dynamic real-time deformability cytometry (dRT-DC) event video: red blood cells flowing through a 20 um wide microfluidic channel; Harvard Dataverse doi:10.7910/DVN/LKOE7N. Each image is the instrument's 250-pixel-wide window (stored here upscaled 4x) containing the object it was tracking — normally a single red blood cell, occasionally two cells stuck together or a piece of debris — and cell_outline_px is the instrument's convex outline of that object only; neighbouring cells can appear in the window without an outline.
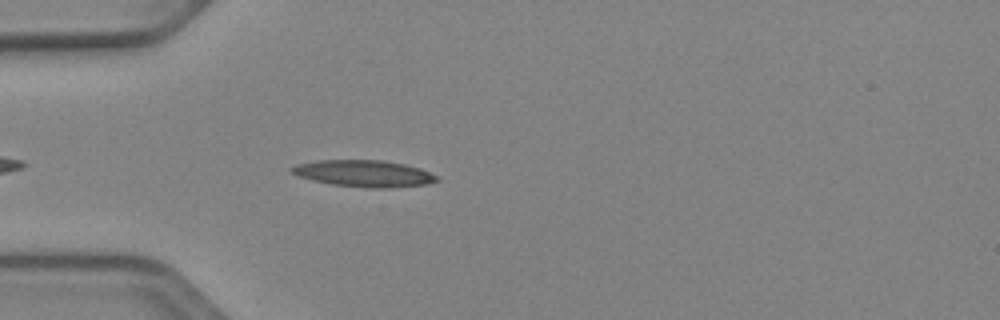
{"species": "Egyptian fruit bat (a non-hibernating species)", "species_latin": "Rousettus aegyptiacus", "temperature_condition": "cold", "stored_images_in_passage": 29, "camera_frame_rate_fps": 3000, "um_per_image_px": 0.085, "animal": {"sex": "female"}, "frame": {"image": 1, "passage_image": 6, "time_ms": 1.667, "image_size_px": [1000, 320], "cell_outline_px": [[440, 180], [428, 184], [388, 188], [368, 188], [332, 184], [312, 180], [300, 176], [292, 172], [288, 168], [296, 164], [316, 160], [384, 160], [404, 164], [420, 168], [440, 176]], "centroid_in_image_um": [30.97, 14.74], "position_along_channel_um": 54.0, "area_um2": 22.72}}
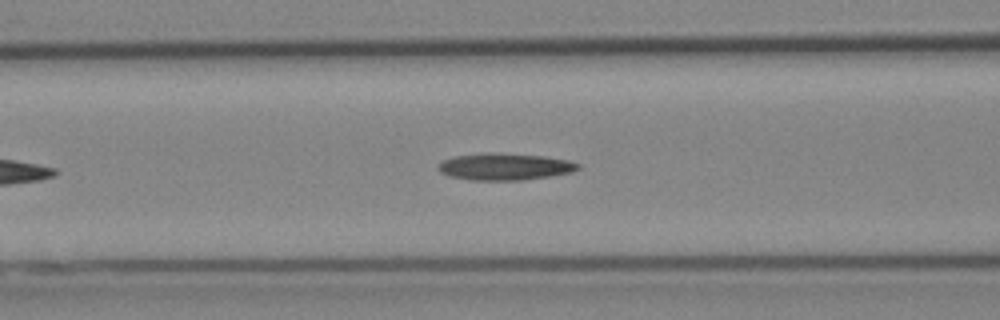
{"frame": {"image": 2, "passage_image": 12, "time_ms": 3.667, "image_size_px": [1000, 320], "cell_outline_px": [[580, 168], [572, 172], [552, 176], [520, 180], [468, 180], [448, 176], [440, 172], [436, 168], [444, 160], [452, 156], [488, 152], [492, 152], [544, 156], [568, 160], [580, 164]], "centroid_in_image_um": [42.89, 14.16], "position_along_channel_um": 123.7, "area_um2": 22.08}}
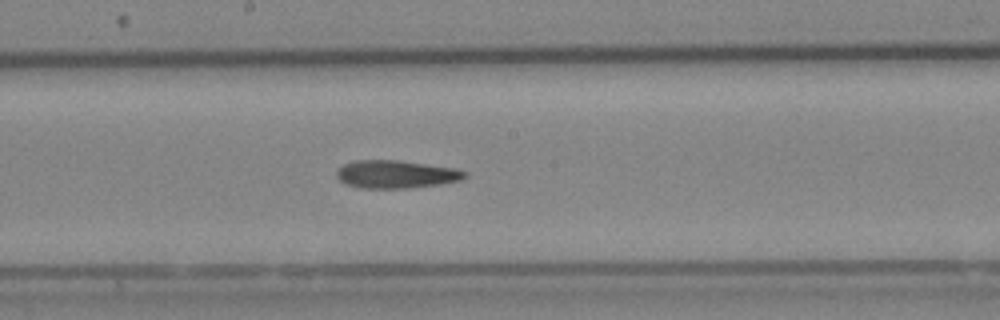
{"frame": {"image": 3, "passage_image": 19, "time_ms": 6.0, "image_size_px": [1000, 320], "cell_outline_px": [[468, 176], [460, 180], [440, 184], [408, 188], [360, 188], [348, 184], [340, 180], [336, 176], [336, 172], [344, 164], [356, 160], [400, 160], [456, 168], [468, 172]], "centroid_in_image_um": [33.7, 14.81], "position_along_channel_um": 214.5, "area_um2": 20.87}}